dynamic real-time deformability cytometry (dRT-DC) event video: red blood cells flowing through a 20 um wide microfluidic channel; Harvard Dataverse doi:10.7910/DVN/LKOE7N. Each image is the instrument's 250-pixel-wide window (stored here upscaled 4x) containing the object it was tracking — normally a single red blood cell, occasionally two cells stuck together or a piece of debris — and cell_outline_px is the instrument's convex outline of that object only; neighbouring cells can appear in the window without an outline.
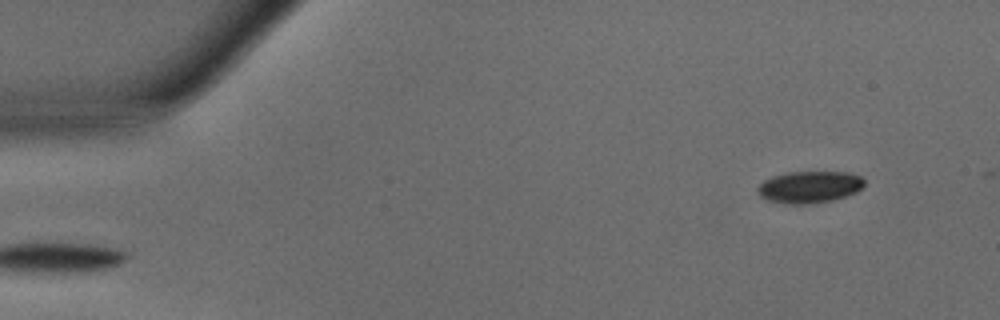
{"species": "common noctule bat (a hibernating species)", "species_latin": "Nyctalus noctula", "temperature_condition": "warm", "stored_images_in_passage": 45, "camera_frame_rate_fps": 3000, "um_per_image_px": 0.085, "animal": {"sex": "male", "body_mass_g": 15.6}, "frame": {"image": 1, "passage_image": 2, "time_ms": 0.333, "image_size_px": [1000, 320], "cell_outline_px": [[864, 188], [856, 192], [832, 200], [808, 204], [788, 204], [764, 200], [756, 192], [756, 188], [764, 180], [772, 176], [788, 172], [848, 172], [860, 176], [864, 180]], "centroid_in_image_um": [68.77, 15.9], "position_along_channel_um": 16.2, "area_um2": 20.0}}
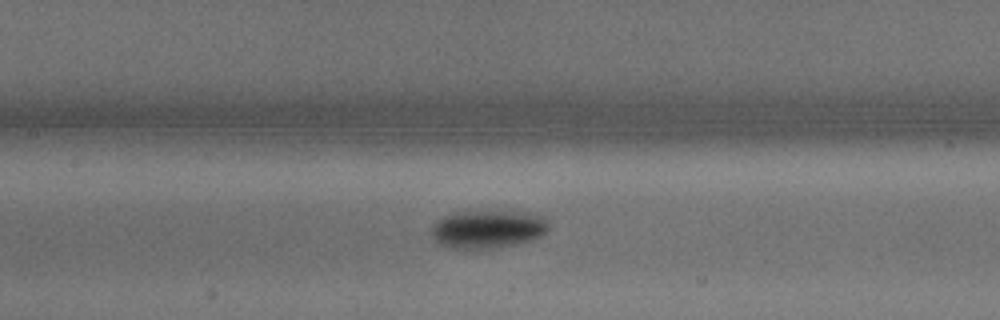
{"frame": {"image": 2, "passage_image": 20, "time_ms": 6.333, "image_size_px": [1000, 320], "cell_outline_px": [[548, 232], [544, 236], [532, 240], [516, 244], [496, 248], [452, 248], [436, 244], [432, 240], [432, 224], [436, 220], [444, 216], [456, 212], [496, 208], [536, 212], [544, 216], [548, 220]], "centroid_in_image_um": [41.52, 19.42], "position_along_channel_um": 165.9, "area_um2": 27.57}}
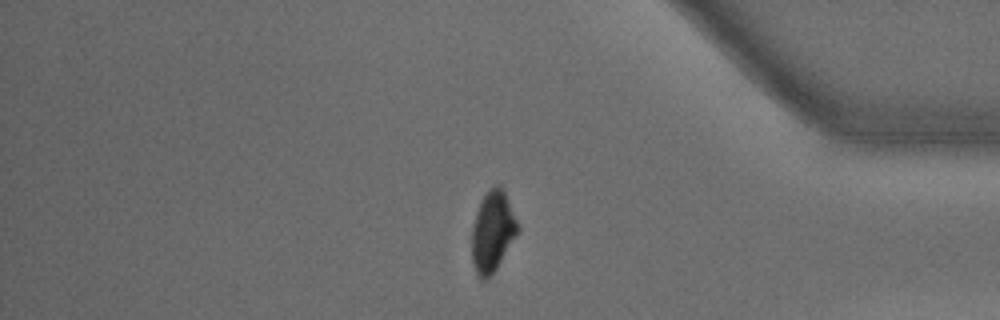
{"frame": {"image": 3, "passage_image": 38, "time_ms": 12.333, "image_size_px": [1000, 320], "cell_outline_px": [[520, 228], [496, 268], [484, 280], [480, 280], [472, 264], [472, 224], [480, 200], [492, 188], [500, 188], [504, 192]], "centroid_in_image_um": [41.83, 19.72], "position_along_channel_um": 393.4, "area_um2": 20.87}, "authors_computed_cell_mechanics": {"area_um2": 22.8888, "velocity_mm_per_s": 4.2055, "shape_relaxation_time_tau1_ms": 2.319, "shape_relaxation_time_tau2_ms": null, "deformation_change_tau1": 0.1196, "deformation_change_tau2": null}}